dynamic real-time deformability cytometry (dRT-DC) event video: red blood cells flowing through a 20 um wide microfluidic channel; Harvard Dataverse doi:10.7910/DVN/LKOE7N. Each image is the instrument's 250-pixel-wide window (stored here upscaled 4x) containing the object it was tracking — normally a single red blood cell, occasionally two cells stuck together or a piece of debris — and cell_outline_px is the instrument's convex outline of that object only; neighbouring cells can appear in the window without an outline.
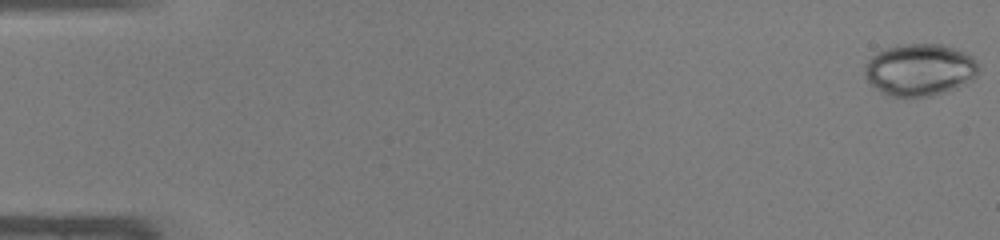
{"species": "common noctule bat (a hibernating species)", "species_latin": "Nyctalus noctula", "temperature_condition": "warm", "stored_images_in_passage": 48, "camera_frame_rate_fps": 3000, "um_per_image_px": 0.085, "animal": {"sex": "male", "body_mass_g": 19.0, "forearm_length_mm": 50.8}, "frame": {"image": 1, "passage_image": 1, "time_ms": 0.0, "image_size_px": [1000, 240], "cell_outline_px": [[980, 68], [976, 76], [972, 80], [956, 88], [932, 96], [912, 100], [892, 96], [880, 92], [864, 76], [864, 72], [868, 60], [872, 56], [884, 48], [896, 44], [944, 44], [968, 52], [976, 60]], "centroid_in_image_um": [78.2, 5.95], "position_along_channel_um": 6.8, "area_um2": 35.43}}
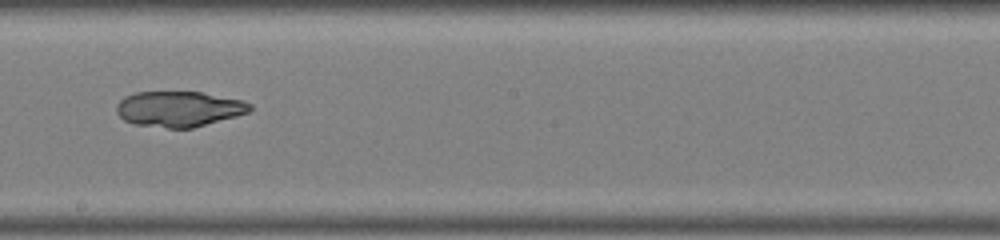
{"frame": {"image": 2, "passage_image": 28, "time_ms": 9.0, "image_size_px": [1000, 240], "cell_outline_px": [[252, 108], [248, 112], [236, 116], [192, 128], [168, 128], [136, 124], [124, 120], [116, 112], [116, 104], [124, 96], [136, 92], [200, 92], [244, 100], [252, 104]], "centroid_in_image_um": [15.2, 9.25], "position_along_channel_um": 233.0, "area_um2": 27.57}}
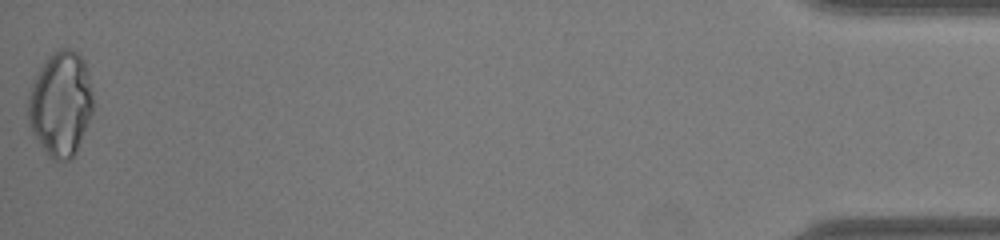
{"frame": {"image": 3, "passage_image": 48, "time_ms": 15.667, "image_size_px": [1000, 240], "cell_outline_px": [[96, 104], [76, 152], [68, 160], [52, 160], [48, 156], [32, 132], [28, 120], [28, 96], [32, 84], [40, 68], [48, 56], [52, 52], [60, 48], [68, 48], [76, 52], [84, 60], [92, 88]], "centroid_in_image_um": [5.18, 8.82], "position_along_channel_um": 430.0, "area_um2": 39.88}}